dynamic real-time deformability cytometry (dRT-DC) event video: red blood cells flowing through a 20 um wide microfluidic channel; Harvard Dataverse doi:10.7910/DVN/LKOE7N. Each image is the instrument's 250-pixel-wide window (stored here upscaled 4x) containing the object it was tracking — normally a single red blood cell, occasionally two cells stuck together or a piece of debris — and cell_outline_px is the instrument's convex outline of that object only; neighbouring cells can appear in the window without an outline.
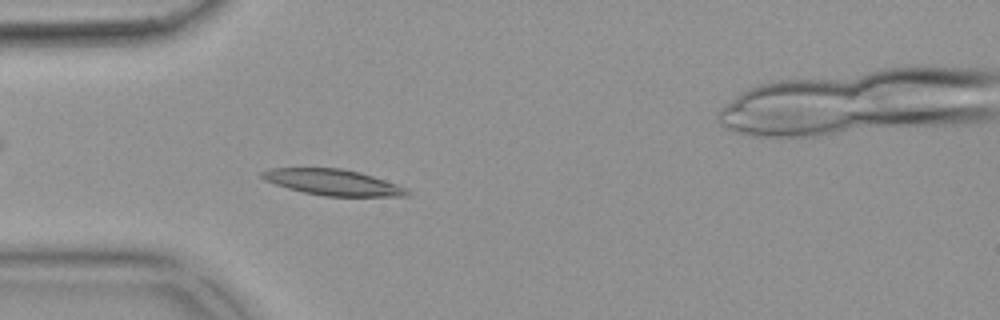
{"species": "common noctule bat (a hibernating species)", "species_latin": "Nyctalus noctula", "temperature_condition": "warm", "stored_images_in_passage": 50, "camera_frame_rate_fps": 3000, "um_per_image_px": 0.085, "animal": {"sex": "female", "body_mass_g": 18.4}, "frame": {"image": 1, "passage_image": 15, "time_ms": 4.667, "image_size_px": [1000, 320], "cell_outline_px": [[412, 192], [408, 196], [324, 196], [304, 192], [288, 188], [264, 180], [260, 176], [260, 172], [268, 168], [340, 168], [360, 172], [408, 188]], "centroid_in_image_um": [28.3, 15.49], "position_along_channel_um": 56.7, "area_um2": 21.91}}
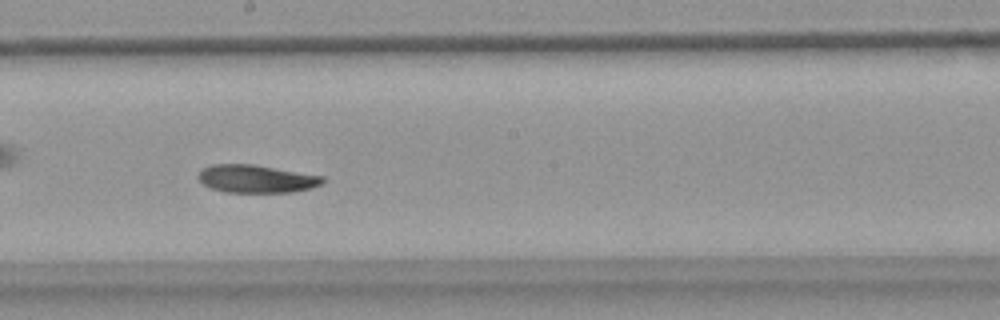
{"frame": {"image": 2, "passage_image": 29, "time_ms": 9.333, "image_size_px": [1000, 320], "cell_outline_px": [[324, 184], [312, 188], [292, 192], [224, 192], [212, 188], [204, 184], [196, 176], [204, 168], [212, 164], [252, 164], [324, 176]], "centroid_in_image_um": [21.82, 15.2], "position_along_channel_um": 226.4, "area_um2": 20.17}}
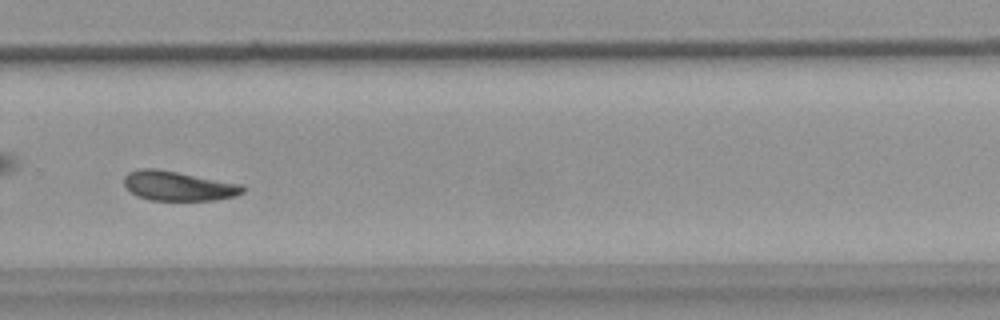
{"frame": {"image": 3, "passage_image": 36, "time_ms": 11.667, "image_size_px": [1000, 320], "cell_outline_px": [[244, 192], [236, 196], [216, 200], [148, 200], [132, 192], [124, 184], [124, 176], [128, 172], [140, 168], [156, 168], [244, 184]], "centroid_in_image_um": [15.19, 15.79], "position_along_channel_um": 314.6, "area_um2": 20.52}, "authors_computed_cell_mechanics": {"area_um2": 21.3282, "velocity_mm_per_s": 3.7641, "shape_relaxation_time_tau1_ms": 5.4155, "shape_relaxation_time_tau2_ms": null, "deformation_change_tau1": 0.1421, "deformation_change_tau2": null}}